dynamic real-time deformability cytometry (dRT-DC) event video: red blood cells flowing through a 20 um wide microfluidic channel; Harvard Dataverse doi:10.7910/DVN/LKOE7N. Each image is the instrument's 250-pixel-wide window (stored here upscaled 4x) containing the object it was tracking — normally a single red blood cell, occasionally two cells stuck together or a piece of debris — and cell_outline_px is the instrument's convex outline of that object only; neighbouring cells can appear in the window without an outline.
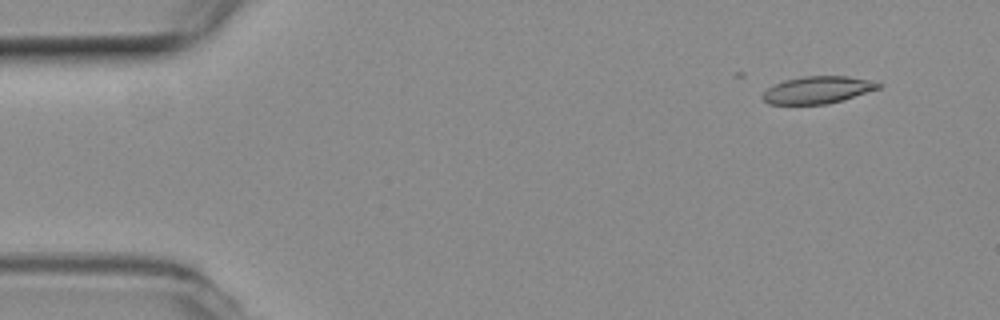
{"species": "common noctule bat (a hibernating species)", "species_latin": "Nyctalus noctula", "temperature_condition": "room temperature", "stored_images_in_passage": 18, "camera_frame_rate_fps": 3000, "um_per_image_px": 0.085, "animal": {"sex": "female", "body_mass_g": 19.3, "forearm_length_mm": 54.1}, "frame": {"image": 1, "passage_image": 5, "time_ms": 1.333, "image_size_px": [1000, 320], "cell_outline_px": [[884, 84], [880, 88], [840, 100], [824, 104], [768, 104], [760, 96], [768, 88], [784, 80], [804, 76], [848, 76]], "centroid_in_image_um": [69.46, 7.64], "position_along_channel_um": 15.5, "area_um2": 18.03}}
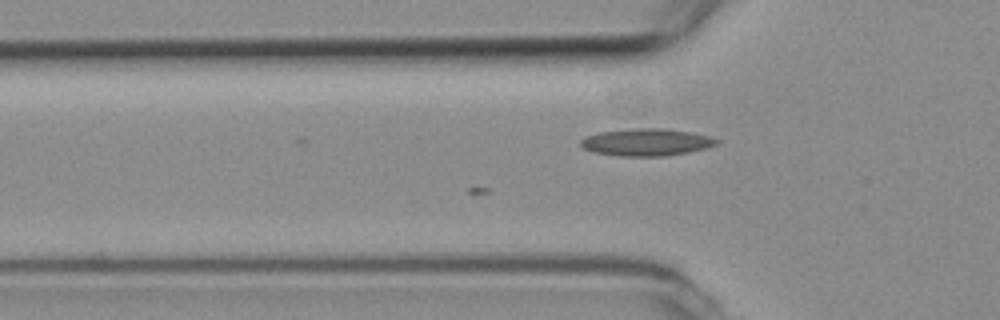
{"frame": {"image": 2, "passage_image": 18, "time_ms": 5.667, "image_size_px": [1000, 320], "cell_outline_px": [[720, 140], [716, 144], [708, 148], [688, 152], [664, 156], [620, 156], [592, 152], [584, 148], [580, 144], [580, 140], [588, 136], [600, 132], [632, 128], [660, 128], [688, 132], [712, 136]], "centroid_in_image_um": [54.96, 12.09], "position_along_channel_um": 70.8, "area_um2": 21.5}}